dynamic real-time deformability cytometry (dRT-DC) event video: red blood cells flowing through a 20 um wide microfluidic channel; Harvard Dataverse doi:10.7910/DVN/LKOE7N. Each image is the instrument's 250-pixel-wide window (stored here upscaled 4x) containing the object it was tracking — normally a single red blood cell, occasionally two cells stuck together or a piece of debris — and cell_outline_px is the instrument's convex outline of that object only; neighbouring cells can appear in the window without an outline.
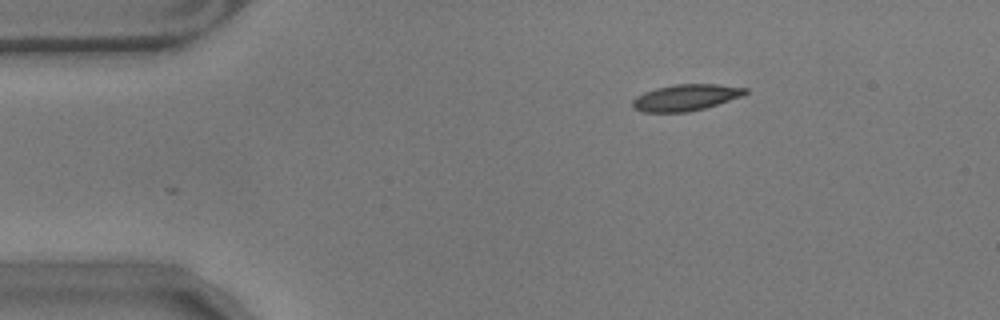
{"species": "common noctule bat (a hibernating species)", "species_latin": "Nyctalus noctula", "temperature_condition": "warm", "stored_images_in_passage": 2, "camera_frame_rate_fps": 3000, "um_per_image_px": 0.085, "animal": {"sex": "male", "body_mass_g": 17.9}, "frame": {"image": 1, "passage_image": 1, "time_ms": 0.0, "image_size_px": [1000, 320], "cell_outline_px": [[748, 92], [740, 96], [704, 108], [688, 112], [644, 112], [632, 108], [632, 100], [636, 96], [644, 92], [656, 88], [676, 84], [716, 84], [748, 88]], "centroid_in_image_um": [58.24, 8.29], "position_along_channel_um": 26.8, "area_um2": 17.17}}